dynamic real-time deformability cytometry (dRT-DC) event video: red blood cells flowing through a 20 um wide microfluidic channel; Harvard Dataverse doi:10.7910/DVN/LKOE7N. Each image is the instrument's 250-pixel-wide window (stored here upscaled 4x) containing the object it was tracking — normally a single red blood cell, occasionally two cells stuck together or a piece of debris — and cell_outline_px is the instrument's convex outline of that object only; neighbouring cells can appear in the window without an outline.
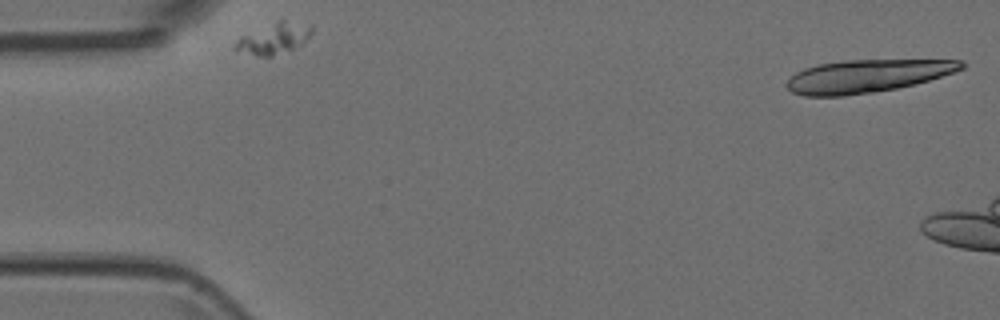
{"species": "Egyptian fruit bat (a non-hibernating species)", "species_latin": "Rousettus aegyptiacus", "temperature_condition": "room temperature", "stored_images_in_passage": 4, "camera_frame_rate_fps": 3000, "um_per_image_px": 0.085, "animal": {"sex": "female"}, "frame": {"image": 1, "passage_image": 1, "time_ms": 0.0, "image_size_px": [1000, 320], "cell_outline_px": [[964, 68], [928, 80], [896, 88], [872, 92], [844, 96], [804, 96], [792, 92], [788, 88], [788, 80], [796, 72], [804, 68], [816, 64], [844, 60], [964, 60]], "centroid_in_image_um": [73.66, 6.46], "position_along_channel_um": 11.3, "area_um2": 33.06}}